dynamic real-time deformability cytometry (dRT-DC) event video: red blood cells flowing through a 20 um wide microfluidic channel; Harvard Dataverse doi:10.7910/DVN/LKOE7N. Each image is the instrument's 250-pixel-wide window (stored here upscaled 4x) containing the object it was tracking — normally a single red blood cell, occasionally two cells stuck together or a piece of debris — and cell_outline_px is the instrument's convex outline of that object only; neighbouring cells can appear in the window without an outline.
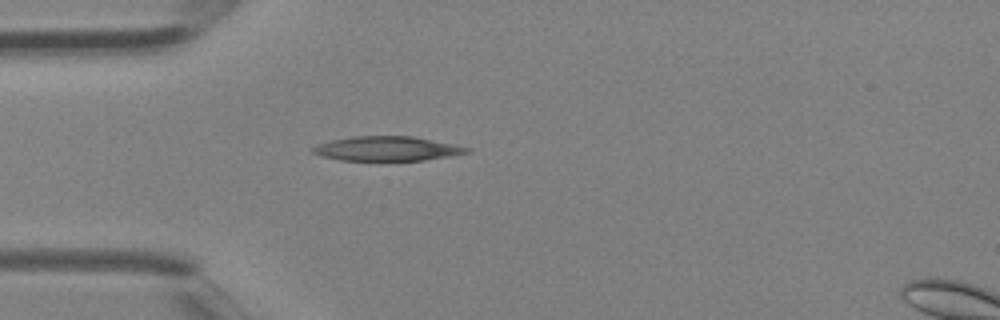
{"species": "Egyptian fruit bat (a non-hibernating species)", "species_latin": "Rousettus aegyptiacus", "temperature_condition": "room temperature", "stored_images_in_passage": 1, "camera_frame_rate_fps": 3000, "um_per_image_px": 0.085, "animal": {"sex": "female"}, "frame": {"image": 1, "passage_image": 1, "time_ms": 0.0, "image_size_px": [1000, 320], "cell_outline_px": [[472, 152], [424, 160], [340, 160], [324, 156], [312, 152], [312, 148], [320, 144], [332, 140], [352, 136], [412, 136], [452, 144], [468, 148]], "centroid_in_image_um": [32.9, 12.63], "position_along_channel_um": 52.1, "area_um2": 21.5}}